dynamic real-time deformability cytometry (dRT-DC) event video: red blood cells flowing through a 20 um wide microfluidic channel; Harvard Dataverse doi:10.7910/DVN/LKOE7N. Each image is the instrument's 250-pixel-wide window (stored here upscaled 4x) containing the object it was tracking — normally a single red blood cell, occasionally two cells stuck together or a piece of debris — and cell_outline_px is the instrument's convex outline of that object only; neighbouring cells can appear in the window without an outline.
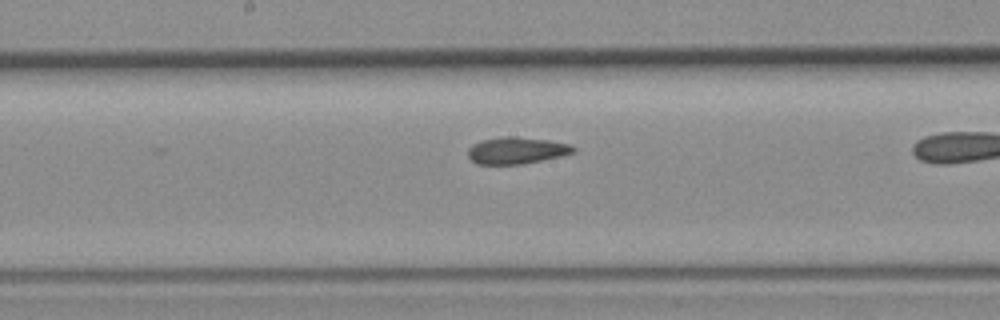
{"species": "common noctule bat (a hibernating species)", "species_latin": "Nyctalus noctula", "temperature_condition": "room temperature", "stored_images_in_passage": 12, "camera_frame_rate_fps": 3000, "um_per_image_px": 0.085, "animal": {"sex": "female", "body_mass_g": 19.3, "forearm_length_mm": 54.1}, "frame": {"image": 1, "passage_image": 8, "time_ms": 2.333, "image_size_px": [1000, 320], "cell_outline_px": [[576, 152], [560, 156], [520, 164], [476, 164], [468, 156], [468, 148], [472, 144], [480, 140], [504, 136], [516, 136], [548, 140], [568, 144], [576, 148]], "centroid_in_image_um": [43.87, 12.78], "position_along_channel_um": 204.3, "area_um2": 16.42}}
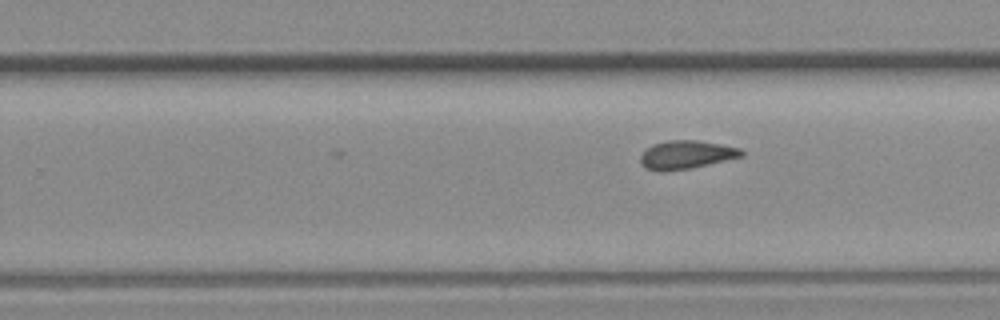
{"frame": {"image": 2, "passage_image": 12, "time_ms": 3.667, "image_size_px": [1000, 320], "cell_outline_px": [[744, 156], [692, 168], [644, 168], [640, 164], [640, 156], [652, 144], [668, 140], [696, 140], [720, 144], [740, 148], [744, 152]], "centroid_in_image_um": [58.39, 13.11], "position_along_channel_um": 271.4, "area_um2": 16.13}}